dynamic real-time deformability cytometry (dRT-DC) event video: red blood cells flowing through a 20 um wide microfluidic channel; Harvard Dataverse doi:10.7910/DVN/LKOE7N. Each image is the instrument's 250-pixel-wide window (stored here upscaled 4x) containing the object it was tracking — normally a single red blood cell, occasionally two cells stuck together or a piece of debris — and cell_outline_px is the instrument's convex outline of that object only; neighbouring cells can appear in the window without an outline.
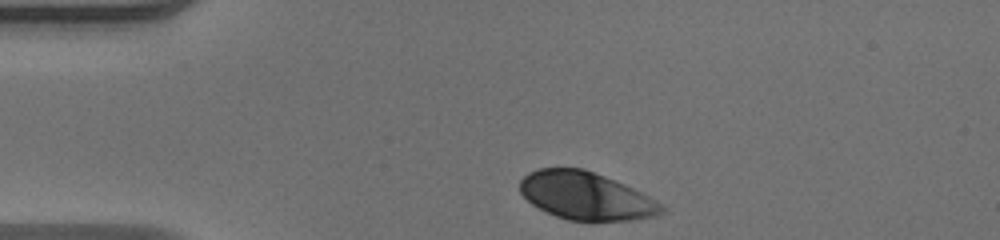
{"species": "human", "species_latin": "Homo sapiens", "temperature_condition": "warm", "stored_images_in_passage": 33, "camera_frame_rate_fps": 3000, "um_per_image_px": 0.085, "donor": {"sex": "male"}, "frame": {"image": 1, "passage_image": 1, "time_ms": 0.0, "image_size_px": [1000, 240], "cell_outline_px": [[664, 212], [652, 216], [636, 220], [592, 224], [568, 220], [556, 216], [532, 204], [520, 192], [520, 180], [528, 172], [540, 168], [584, 168], [624, 184], [648, 196], [660, 204], [664, 208]], "centroid_in_image_um": [49.8, 16.69], "position_along_channel_um": 35.2, "area_um2": 39.88}}
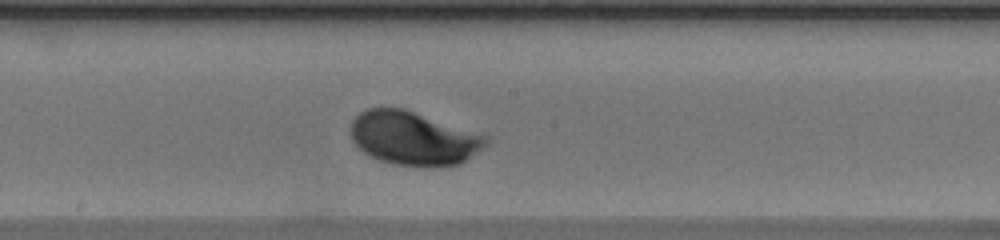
{"frame": {"image": 2, "passage_image": 18, "time_ms": 5.667, "image_size_px": [1000, 240], "cell_outline_px": [[492, 136], [488, 144], [460, 164], [436, 168], [428, 168], [392, 164], [380, 160], [364, 152], [352, 140], [352, 120], [364, 108], [404, 108]], "centroid_in_image_um": [35.22, 11.76], "position_along_channel_um": 213.0, "area_um2": 42.95}}
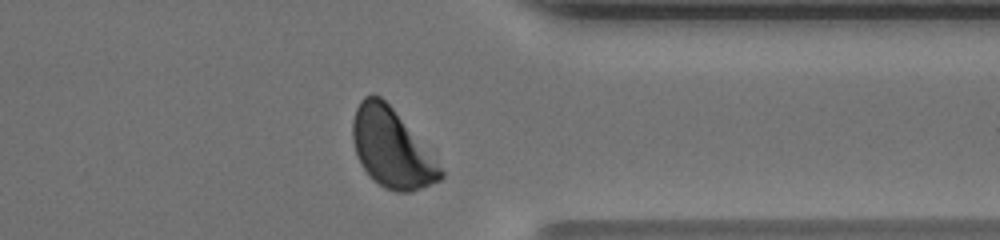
{"frame": {"image": 3, "passage_image": 31, "time_ms": 10.0, "image_size_px": [1000, 240], "cell_outline_px": [[444, 176], [440, 180], [412, 192], [396, 192], [384, 188], [360, 164], [352, 140], [352, 120], [356, 108], [360, 100], [364, 96], [380, 96], [392, 108], [444, 172]], "centroid_in_image_um": [33.24, 12.62], "position_along_channel_um": 378.2, "area_um2": 39.07}, "authors_computed_cell_mechanics": {"area_um2": 40.46, "velocity_mm_per_s": 3.9227, "shape_relaxation_time_tau1_ms": 1.9562, "shape_relaxation_time_tau2_ms": null, "deformation_change_tau1": 0.1279, "deformation_change_tau2": null}}